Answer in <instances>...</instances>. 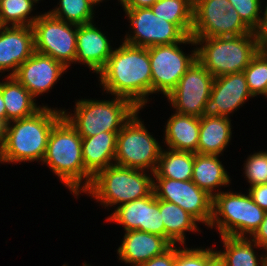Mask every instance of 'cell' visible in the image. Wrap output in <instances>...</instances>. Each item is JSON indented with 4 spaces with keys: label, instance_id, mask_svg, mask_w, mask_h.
Segmentation results:
<instances>
[{
    "label": "cell",
    "instance_id": "obj_1",
    "mask_svg": "<svg viewBox=\"0 0 267 266\" xmlns=\"http://www.w3.org/2000/svg\"><path fill=\"white\" fill-rule=\"evenodd\" d=\"M98 74L103 91L129 99L138 109L146 106L152 94L148 48L122 42Z\"/></svg>",
    "mask_w": 267,
    "mask_h": 266
},
{
    "label": "cell",
    "instance_id": "obj_2",
    "mask_svg": "<svg viewBox=\"0 0 267 266\" xmlns=\"http://www.w3.org/2000/svg\"><path fill=\"white\" fill-rule=\"evenodd\" d=\"M62 117L63 110L42 106L32 116L10 121L0 130V162L42 161L50 132Z\"/></svg>",
    "mask_w": 267,
    "mask_h": 266
},
{
    "label": "cell",
    "instance_id": "obj_3",
    "mask_svg": "<svg viewBox=\"0 0 267 266\" xmlns=\"http://www.w3.org/2000/svg\"><path fill=\"white\" fill-rule=\"evenodd\" d=\"M43 162L76 196L92 181L93 176L84 167L82 137L64 116L50 132ZM83 179L85 184L81 186Z\"/></svg>",
    "mask_w": 267,
    "mask_h": 266
},
{
    "label": "cell",
    "instance_id": "obj_4",
    "mask_svg": "<svg viewBox=\"0 0 267 266\" xmlns=\"http://www.w3.org/2000/svg\"><path fill=\"white\" fill-rule=\"evenodd\" d=\"M197 47V60L218 77L243 72L259 51V37L255 32L235 37L193 38Z\"/></svg>",
    "mask_w": 267,
    "mask_h": 266
},
{
    "label": "cell",
    "instance_id": "obj_5",
    "mask_svg": "<svg viewBox=\"0 0 267 266\" xmlns=\"http://www.w3.org/2000/svg\"><path fill=\"white\" fill-rule=\"evenodd\" d=\"M145 170L116 164L109 165L92 177L89 193L105 207L122 205L144 198L153 192L154 180Z\"/></svg>",
    "mask_w": 267,
    "mask_h": 266
},
{
    "label": "cell",
    "instance_id": "obj_6",
    "mask_svg": "<svg viewBox=\"0 0 267 266\" xmlns=\"http://www.w3.org/2000/svg\"><path fill=\"white\" fill-rule=\"evenodd\" d=\"M138 110L129 99L116 96L111 101L81 99L76 102L74 114L63 110V116L84 138L101 132H120Z\"/></svg>",
    "mask_w": 267,
    "mask_h": 266
},
{
    "label": "cell",
    "instance_id": "obj_7",
    "mask_svg": "<svg viewBox=\"0 0 267 266\" xmlns=\"http://www.w3.org/2000/svg\"><path fill=\"white\" fill-rule=\"evenodd\" d=\"M266 211L248 195L215 192L209 227H216L222 236L246 238L252 236L264 219Z\"/></svg>",
    "mask_w": 267,
    "mask_h": 266
},
{
    "label": "cell",
    "instance_id": "obj_8",
    "mask_svg": "<svg viewBox=\"0 0 267 266\" xmlns=\"http://www.w3.org/2000/svg\"><path fill=\"white\" fill-rule=\"evenodd\" d=\"M139 110L123 125L116 139L114 164L134 169L151 170L153 175L162 150L143 122Z\"/></svg>",
    "mask_w": 267,
    "mask_h": 266
},
{
    "label": "cell",
    "instance_id": "obj_9",
    "mask_svg": "<svg viewBox=\"0 0 267 266\" xmlns=\"http://www.w3.org/2000/svg\"><path fill=\"white\" fill-rule=\"evenodd\" d=\"M252 33L228 0H194L193 38L235 37Z\"/></svg>",
    "mask_w": 267,
    "mask_h": 266
},
{
    "label": "cell",
    "instance_id": "obj_10",
    "mask_svg": "<svg viewBox=\"0 0 267 266\" xmlns=\"http://www.w3.org/2000/svg\"><path fill=\"white\" fill-rule=\"evenodd\" d=\"M196 45L192 36H187L183 42L148 47L151 66L152 94L161 92L167 96L176 86L187 69L197 59V48L186 56L180 44Z\"/></svg>",
    "mask_w": 267,
    "mask_h": 266
},
{
    "label": "cell",
    "instance_id": "obj_11",
    "mask_svg": "<svg viewBox=\"0 0 267 266\" xmlns=\"http://www.w3.org/2000/svg\"><path fill=\"white\" fill-rule=\"evenodd\" d=\"M77 26L62 21L49 12L39 15L32 25L35 51L52 57L68 68L75 62L77 55Z\"/></svg>",
    "mask_w": 267,
    "mask_h": 266
},
{
    "label": "cell",
    "instance_id": "obj_12",
    "mask_svg": "<svg viewBox=\"0 0 267 266\" xmlns=\"http://www.w3.org/2000/svg\"><path fill=\"white\" fill-rule=\"evenodd\" d=\"M214 78L196 59L166 96L175 112L199 118L207 114Z\"/></svg>",
    "mask_w": 267,
    "mask_h": 266
},
{
    "label": "cell",
    "instance_id": "obj_13",
    "mask_svg": "<svg viewBox=\"0 0 267 266\" xmlns=\"http://www.w3.org/2000/svg\"><path fill=\"white\" fill-rule=\"evenodd\" d=\"M123 9L134 33L124 38L129 45L148 48L183 42L187 37L175 24L156 16L150 7Z\"/></svg>",
    "mask_w": 267,
    "mask_h": 266
},
{
    "label": "cell",
    "instance_id": "obj_14",
    "mask_svg": "<svg viewBox=\"0 0 267 266\" xmlns=\"http://www.w3.org/2000/svg\"><path fill=\"white\" fill-rule=\"evenodd\" d=\"M153 191L157 199L179 205L198 222L209 226L212 218L213 197L200 189L192 180L155 178Z\"/></svg>",
    "mask_w": 267,
    "mask_h": 266
},
{
    "label": "cell",
    "instance_id": "obj_15",
    "mask_svg": "<svg viewBox=\"0 0 267 266\" xmlns=\"http://www.w3.org/2000/svg\"><path fill=\"white\" fill-rule=\"evenodd\" d=\"M107 221L121 224L125 232L140 230L165 237L159 199L156 198L154 191L149 196L117 206Z\"/></svg>",
    "mask_w": 267,
    "mask_h": 266
},
{
    "label": "cell",
    "instance_id": "obj_16",
    "mask_svg": "<svg viewBox=\"0 0 267 266\" xmlns=\"http://www.w3.org/2000/svg\"><path fill=\"white\" fill-rule=\"evenodd\" d=\"M67 68L52 57L34 52L13 75L35 98L52 89Z\"/></svg>",
    "mask_w": 267,
    "mask_h": 266
},
{
    "label": "cell",
    "instance_id": "obj_17",
    "mask_svg": "<svg viewBox=\"0 0 267 266\" xmlns=\"http://www.w3.org/2000/svg\"><path fill=\"white\" fill-rule=\"evenodd\" d=\"M253 97L243 72L214 78L207 114L229 118V114Z\"/></svg>",
    "mask_w": 267,
    "mask_h": 266
},
{
    "label": "cell",
    "instance_id": "obj_18",
    "mask_svg": "<svg viewBox=\"0 0 267 266\" xmlns=\"http://www.w3.org/2000/svg\"><path fill=\"white\" fill-rule=\"evenodd\" d=\"M35 52L32 26H2L0 29V72L11 71L13 76L19 66ZM10 69V70H8Z\"/></svg>",
    "mask_w": 267,
    "mask_h": 266
},
{
    "label": "cell",
    "instance_id": "obj_19",
    "mask_svg": "<svg viewBox=\"0 0 267 266\" xmlns=\"http://www.w3.org/2000/svg\"><path fill=\"white\" fill-rule=\"evenodd\" d=\"M93 24L90 22L77 26L75 63H85L90 70L98 74L113 50L105 34Z\"/></svg>",
    "mask_w": 267,
    "mask_h": 266
},
{
    "label": "cell",
    "instance_id": "obj_20",
    "mask_svg": "<svg viewBox=\"0 0 267 266\" xmlns=\"http://www.w3.org/2000/svg\"><path fill=\"white\" fill-rule=\"evenodd\" d=\"M172 244L159 235L140 230L126 231L117 250L119 260L132 266H140L155 256L163 254Z\"/></svg>",
    "mask_w": 267,
    "mask_h": 266
},
{
    "label": "cell",
    "instance_id": "obj_21",
    "mask_svg": "<svg viewBox=\"0 0 267 266\" xmlns=\"http://www.w3.org/2000/svg\"><path fill=\"white\" fill-rule=\"evenodd\" d=\"M199 131V117L175 112L167 121L164 143L171 150L197 153Z\"/></svg>",
    "mask_w": 267,
    "mask_h": 266
},
{
    "label": "cell",
    "instance_id": "obj_22",
    "mask_svg": "<svg viewBox=\"0 0 267 266\" xmlns=\"http://www.w3.org/2000/svg\"><path fill=\"white\" fill-rule=\"evenodd\" d=\"M118 133L101 132L91 137L82 138L84 167L92 176L113 164Z\"/></svg>",
    "mask_w": 267,
    "mask_h": 266
},
{
    "label": "cell",
    "instance_id": "obj_23",
    "mask_svg": "<svg viewBox=\"0 0 267 266\" xmlns=\"http://www.w3.org/2000/svg\"><path fill=\"white\" fill-rule=\"evenodd\" d=\"M231 135L230 118L205 114L200 118L197 153L222 154L229 144Z\"/></svg>",
    "mask_w": 267,
    "mask_h": 266
},
{
    "label": "cell",
    "instance_id": "obj_24",
    "mask_svg": "<svg viewBox=\"0 0 267 266\" xmlns=\"http://www.w3.org/2000/svg\"><path fill=\"white\" fill-rule=\"evenodd\" d=\"M0 82V90L6 108L7 124L16 119L32 116L42 107L37 106L32 94L14 77L7 76Z\"/></svg>",
    "mask_w": 267,
    "mask_h": 266
},
{
    "label": "cell",
    "instance_id": "obj_25",
    "mask_svg": "<svg viewBox=\"0 0 267 266\" xmlns=\"http://www.w3.org/2000/svg\"><path fill=\"white\" fill-rule=\"evenodd\" d=\"M219 155L194 153L192 181L210 196L214 197V188L229 185L230 177L218 159Z\"/></svg>",
    "mask_w": 267,
    "mask_h": 266
},
{
    "label": "cell",
    "instance_id": "obj_26",
    "mask_svg": "<svg viewBox=\"0 0 267 266\" xmlns=\"http://www.w3.org/2000/svg\"><path fill=\"white\" fill-rule=\"evenodd\" d=\"M159 210L165 227V238L172 244H185V231H199L192 215L173 202L159 199ZM177 242V243H176Z\"/></svg>",
    "mask_w": 267,
    "mask_h": 266
},
{
    "label": "cell",
    "instance_id": "obj_27",
    "mask_svg": "<svg viewBox=\"0 0 267 266\" xmlns=\"http://www.w3.org/2000/svg\"><path fill=\"white\" fill-rule=\"evenodd\" d=\"M221 238L223 246L225 247L223 250L224 252H216L224 261L225 266H259V261L261 264L260 266L266 265L267 254L264 256L262 255L260 259L258 256L256 257L253 247L262 248L250 238H236L230 236H222Z\"/></svg>",
    "mask_w": 267,
    "mask_h": 266
},
{
    "label": "cell",
    "instance_id": "obj_28",
    "mask_svg": "<svg viewBox=\"0 0 267 266\" xmlns=\"http://www.w3.org/2000/svg\"><path fill=\"white\" fill-rule=\"evenodd\" d=\"M161 150L154 178H169L179 181L192 180L194 153Z\"/></svg>",
    "mask_w": 267,
    "mask_h": 266
},
{
    "label": "cell",
    "instance_id": "obj_29",
    "mask_svg": "<svg viewBox=\"0 0 267 266\" xmlns=\"http://www.w3.org/2000/svg\"><path fill=\"white\" fill-rule=\"evenodd\" d=\"M194 0H157L150 8L162 19L175 24L186 36L193 28Z\"/></svg>",
    "mask_w": 267,
    "mask_h": 266
},
{
    "label": "cell",
    "instance_id": "obj_30",
    "mask_svg": "<svg viewBox=\"0 0 267 266\" xmlns=\"http://www.w3.org/2000/svg\"><path fill=\"white\" fill-rule=\"evenodd\" d=\"M37 0H1L0 23L2 26H32L38 19L37 16H29ZM30 18V19H29Z\"/></svg>",
    "mask_w": 267,
    "mask_h": 266
},
{
    "label": "cell",
    "instance_id": "obj_31",
    "mask_svg": "<svg viewBox=\"0 0 267 266\" xmlns=\"http://www.w3.org/2000/svg\"><path fill=\"white\" fill-rule=\"evenodd\" d=\"M94 5L92 0H60L59 7L48 12L67 23L82 25L92 22Z\"/></svg>",
    "mask_w": 267,
    "mask_h": 266
},
{
    "label": "cell",
    "instance_id": "obj_32",
    "mask_svg": "<svg viewBox=\"0 0 267 266\" xmlns=\"http://www.w3.org/2000/svg\"><path fill=\"white\" fill-rule=\"evenodd\" d=\"M243 73L251 95H264L267 89V55L258 51Z\"/></svg>",
    "mask_w": 267,
    "mask_h": 266
},
{
    "label": "cell",
    "instance_id": "obj_33",
    "mask_svg": "<svg viewBox=\"0 0 267 266\" xmlns=\"http://www.w3.org/2000/svg\"><path fill=\"white\" fill-rule=\"evenodd\" d=\"M244 169L250 187L267 184V151L250 155L245 161Z\"/></svg>",
    "mask_w": 267,
    "mask_h": 266
},
{
    "label": "cell",
    "instance_id": "obj_34",
    "mask_svg": "<svg viewBox=\"0 0 267 266\" xmlns=\"http://www.w3.org/2000/svg\"><path fill=\"white\" fill-rule=\"evenodd\" d=\"M239 14L243 23L255 32L259 26L261 9L260 0H228Z\"/></svg>",
    "mask_w": 267,
    "mask_h": 266
},
{
    "label": "cell",
    "instance_id": "obj_35",
    "mask_svg": "<svg viewBox=\"0 0 267 266\" xmlns=\"http://www.w3.org/2000/svg\"><path fill=\"white\" fill-rule=\"evenodd\" d=\"M216 253V251L208 249H188L178 247L176 245V261L175 266H206V262Z\"/></svg>",
    "mask_w": 267,
    "mask_h": 266
},
{
    "label": "cell",
    "instance_id": "obj_36",
    "mask_svg": "<svg viewBox=\"0 0 267 266\" xmlns=\"http://www.w3.org/2000/svg\"><path fill=\"white\" fill-rule=\"evenodd\" d=\"M176 246L172 245L168 250L159 256H155L142 263L140 266H175Z\"/></svg>",
    "mask_w": 267,
    "mask_h": 266
},
{
    "label": "cell",
    "instance_id": "obj_37",
    "mask_svg": "<svg viewBox=\"0 0 267 266\" xmlns=\"http://www.w3.org/2000/svg\"><path fill=\"white\" fill-rule=\"evenodd\" d=\"M252 200L264 211H267V184L255 185L248 192Z\"/></svg>",
    "mask_w": 267,
    "mask_h": 266
},
{
    "label": "cell",
    "instance_id": "obj_38",
    "mask_svg": "<svg viewBox=\"0 0 267 266\" xmlns=\"http://www.w3.org/2000/svg\"><path fill=\"white\" fill-rule=\"evenodd\" d=\"M251 237L253 242L267 251V211L263 221Z\"/></svg>",
    "mask_w": 267,
    "mask_h": 266
},
{
    "label": "cell",
    "instance_id": "obj_39",
    "mask_svg": "<svg viewBox=\"0 0 267 266\" xmlns=\"http://www.w3.org/2000/svg\"><path fill=\"white\" fill-rule=\"evenodd\" d=\"M157 0H123V8L151 7Z\"/></svg>",
    "mask_w": 267,
    "mask_h": 266
},
{
    "label": "cell",
    "instance_id": "obj_40",
    "mask_svg": "<svg viewBox=\"0 0 267 266\" xmlns=\"http://www.w3.org/2000/svg\"><path fill=\"white\" fill-rule=\"evenodd\" d=\"M7 125V115L6 108L4 105V100L0 90V130Z\"/></svg>",
    "mask_w": 267,
    "mask_h": 266
},
{
    "label": "cell",
    "instance_id": "obj_41",
    "mask_svg": "<svg viewBox=\"0 0 267 266\" xmlns=\"http://www.w3.org/2000/svg\"><path fill=\"white\" fill-rule=\"evenodd\" d=\"M266 29H267V6L265 7L263 17L262 16L260 17L259 26L257 27L255 33L259 37Z\"/></svg>",
    "mask_w": 267,
    "mask_h": 266
},
{
    "label": "cell",
    "instance_id": "obj_42",
    "mask_svg": "<svg viewBox=\"0 0 267 266\" xmlns=\"http://www.w3.org/2000/svg\"><path fill=\"white\" fill-rule=\"evenodd\" d=\"M259 51L267 55V29L259 36Z\"/></svg>",
    "mask_w": 267,
    "mask_h": 266
},
{
    "label": "cell",
    "instance_id": "obj_43",
    "mask_svg": "<svg viewBox=\"0 0 267 266\" xmlns=\"http://www.w3.org/2000/svg\"><path fill=\"white\" fill-rule=\"evenodd\" d=\"M206 266H225L224 261L216 252L207 262Z\"/></svg>",
    "mask_w": 267,
    "mask_h": 266
},
{
    "label": "cell",
    "instance_id": "obj_44",
    "mask_svg": "<svg viewBox=\"0 0 267 266\" xmlns=\"http://www.w3.org/2000/svg\"><path fill=\"white\" fill-rule=\"evenodd\" d=\"M92 1H93L95 4H98V3L102 2L103 0H92ZM122 1H123V0H120V2H121L120 4H122Z\"/></svg>",
    "mask_w": 267,
    "mask_h": 266
},
{
    "label": "cell",
    "instance_id": "obj_45",
    "mask_svg": "<svg viewBox=\"0 0 267 266\" xmlns=\"http://www.w3.org/2000/svg\"><path fill=\"white\" fill-rule=\"evenodd\" d=\"M264 96L267 98V89H266V91H265V93H264Z\"/></svg>",
    "mask_w": 267,
    "mask_h": 266
}]
</instances>
